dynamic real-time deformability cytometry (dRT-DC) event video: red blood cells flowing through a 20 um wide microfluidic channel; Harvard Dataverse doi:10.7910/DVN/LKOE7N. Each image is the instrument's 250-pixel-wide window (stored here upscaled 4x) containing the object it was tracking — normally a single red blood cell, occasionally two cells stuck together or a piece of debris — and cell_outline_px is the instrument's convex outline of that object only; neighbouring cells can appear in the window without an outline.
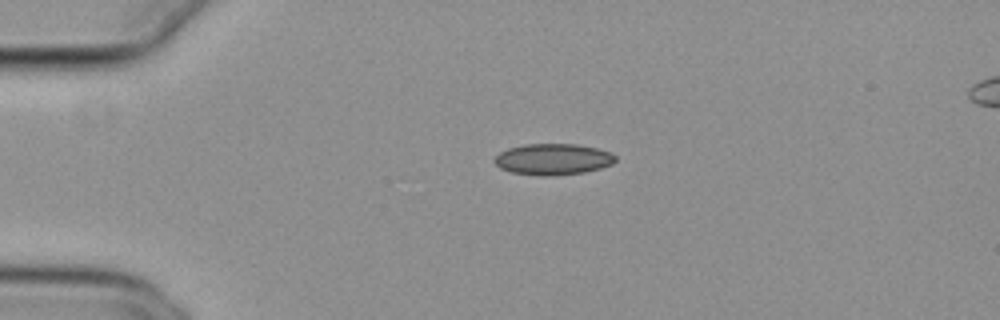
{"species": "common noctule bat (a hibernating species)", "species_latin": "Nyctalus noctula", "temperature_condition": "cold", "stored_images_in_passage": 42, "camera_frame_rate_fps": 3000, "um_per_image_px": 0.085, "animal": {"sex": "female", "body_mass_g": 29.2, "forearm_length_mm": 56.3}, "frame": {"image": 1, "passage_image": 1, "time_ms": 0.0, "image_size_px": [1000, 320], "cell_outline_px": [[616, 160], [612, 164], [600, 168], [584, 172], [548, 176], [540, 176], [512, 172], [500, 168], [492, 160], [500, 152], [508, 148], [524, 144], [576, 144], [596, 148], [612, 152], [616, 156]], "centroid_in_image_um": [47.0, 13.53], "position_along_channel_um": 38.0, "area_um2": 22.02}}
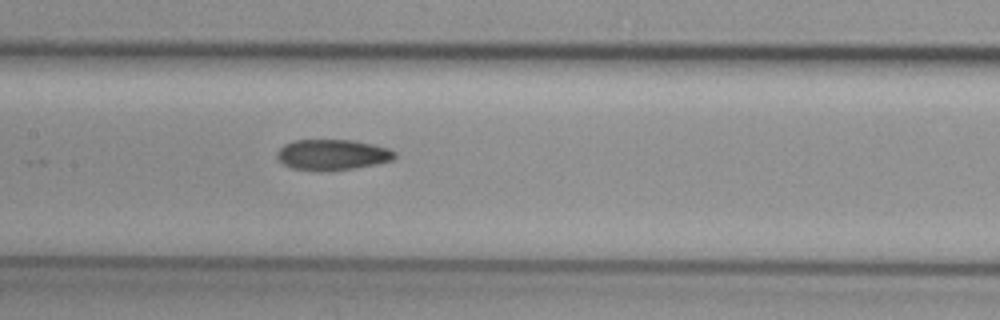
{"frame": {"image": 2, "passage_image": 15, "time_ms": 4.667, "image_size_px": [1000, 320], "cell_outline_px": [[396, 156], [392, 160], [356, 168], [292, 168], [284, 164], [276, 156], [276, 152], [284, 144], [292, 140], [356, 140], [388, 148], [396, 152]], "centroid_in_image_um": [28.27, 13.1], "position_along_channel_um": 179.1, "area_um2": 20.29}}
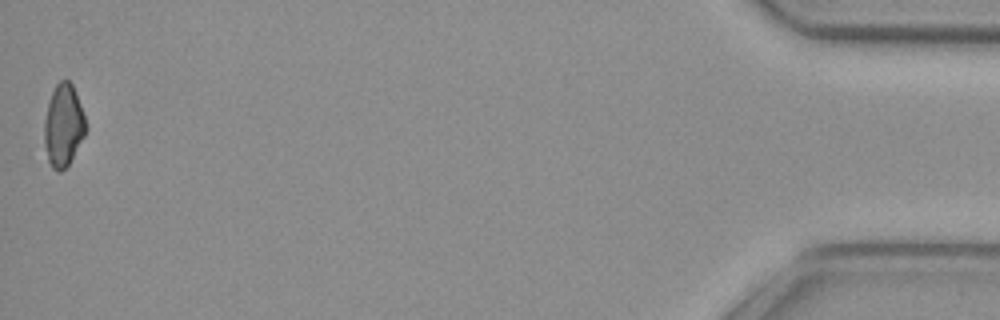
{"frame": {"image": 3, "passage_image": 42, "time_ms": 13.667, "image_size_px": [1000, 320], "cell_outline_px": [[88, 128], [84, 136], [68, 164], [60, 172], [56, 172], [52, 168], [48, 160], [44, 144], [44, 120], [48, 104], [52, 92], [56, 84], [60, 80], [68, 80], [72, 84], [76, 92]], "centroid_in_image_um": [5.38, 10.66], "position_along_channel_um": 429.8, "area_um2": 19.83}, "authors_computed_cell_mechanics": {"area_um2": 21.0681, "velocity_mm_per_s": 3.8482, "shape_relaxation_time_tau1_ms": 10.282, "shape_relaxation_time_tau2_ms": 10.6476, "deformation_change_tau1": 0.1449, "deformation_change_tau2": 0.1614}}